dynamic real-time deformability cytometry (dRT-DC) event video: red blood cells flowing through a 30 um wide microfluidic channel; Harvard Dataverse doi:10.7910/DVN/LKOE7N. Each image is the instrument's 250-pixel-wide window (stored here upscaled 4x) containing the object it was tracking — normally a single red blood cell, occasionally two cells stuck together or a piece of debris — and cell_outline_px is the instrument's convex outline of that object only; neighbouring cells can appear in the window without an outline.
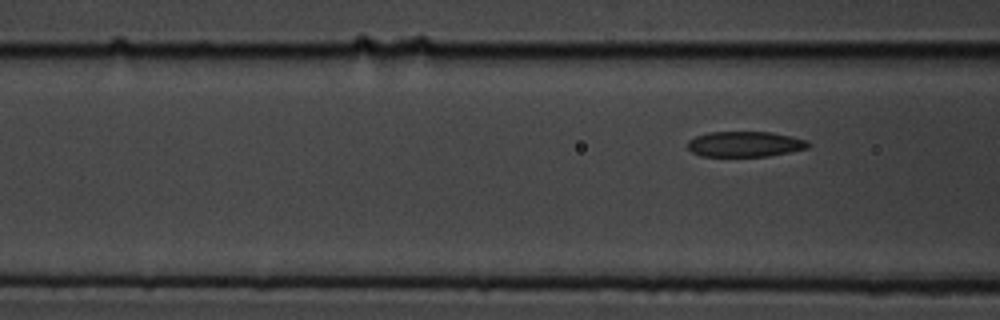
{"species": "common noctule bat (a hibernating species)", "species_latin": "Nyctalus noctula", "temperature_condition": "cold", "stored_images_in_passage": 8, "camera_frame_rate_fps": 3000, "um_per_image_px": 0.085, "animal": {"sex": "male", "body_mass_g": 19.5, "forearm_length_mm": 54.6}, "frame": {"image": 1, "passage_image": 8, "time_ms": 2.333, "image_size_px": [1000, 320], "cell_outline_px": [[812, 144], [808, 148], [768, 156], [700, 156], [692, 152], [684, 144], [688, 140], [696, 136], [708, 132], [772, 132], [792, 136], [808, 140]], "centroid_in_image_um": [63.31, 12.24], "position_along_channel_um": 103.3, "area_um2": 18.09}}